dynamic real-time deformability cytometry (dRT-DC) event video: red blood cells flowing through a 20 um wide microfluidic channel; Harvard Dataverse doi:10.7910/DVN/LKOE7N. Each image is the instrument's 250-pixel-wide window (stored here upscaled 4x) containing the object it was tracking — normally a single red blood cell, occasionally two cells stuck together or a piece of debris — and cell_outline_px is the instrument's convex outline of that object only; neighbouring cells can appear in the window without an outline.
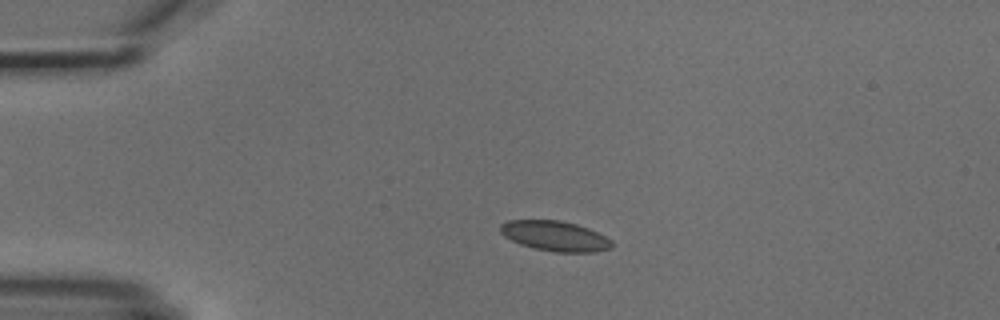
{"species": "common noctule bat (a hibernating species)", "species_latin": "Nyctalus noctula", "temperature_condition": "cold", "stored_images_in_passage": 5, "camera_frame_rate_fps": 3000, "um_per_image_px": 0.085, "animal": {"sex": "male", "body_mass_g": 18.8}, "frame": {"image": 1, "passage_image": 4, "time_ms": 3.667, "image_size_px": [1000, 320], "cell_outline_px": [[616, 244], [612, 248], [596, 252], [556, 252], [536, 248], [520, 244], [504, 236], [500, 232], [500, 224], [508, 220], [560, 220], [576, 224], [588, 228], [612, 240]], "centroid_in_image_um": [47.2, 20.06], "position_along_channel_um": 37.8, "area_um2": 19.59}}